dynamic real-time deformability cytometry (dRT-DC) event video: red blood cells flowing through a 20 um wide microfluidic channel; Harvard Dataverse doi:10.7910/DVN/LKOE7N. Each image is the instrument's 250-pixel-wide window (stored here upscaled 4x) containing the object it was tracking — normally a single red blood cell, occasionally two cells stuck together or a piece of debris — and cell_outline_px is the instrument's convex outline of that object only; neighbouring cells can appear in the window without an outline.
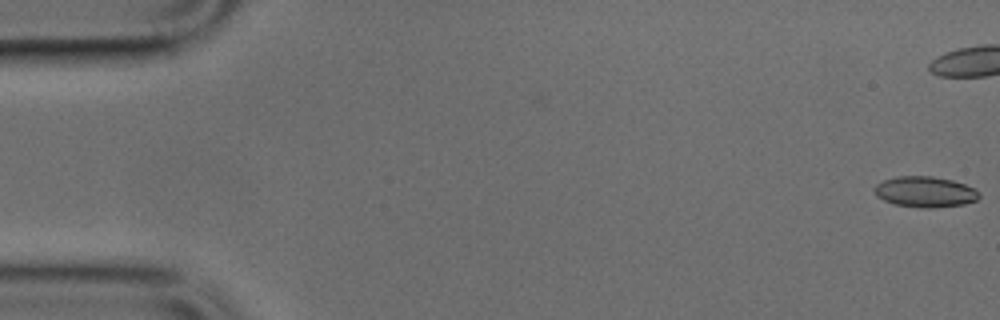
{"species": "common noctule bat (a hibernating species)", "species_latin": "Nyctalus noctula", "temperature_condition": "cold", "stored_images_in_passage": 15, "camera_frame_rate_fps": 3000, "um_per_image_px": 0.085, "animal": {"sex": "male", "body_mass_g": 17.9, "forearm_length_mm": 54.2}, "frame": {"image": 1, "passage_image": 1, "time_ms": 0.0, "image_size_px": [1000, 320], "cell_outline_px": [[980, 196], [976, 200], [964, 204], [932, 208], [920, 208], [896, 204], [884, 200], [876, 196], [872, 188], [876, 184], [884, 180], [900, 176], [932, 176], [952, 180], [964, 184], [980, 192]], "centroid_in_image_um": [78.61, 16.31], "position_along_channel_um": 6.4, "area_um2": 18.73}}